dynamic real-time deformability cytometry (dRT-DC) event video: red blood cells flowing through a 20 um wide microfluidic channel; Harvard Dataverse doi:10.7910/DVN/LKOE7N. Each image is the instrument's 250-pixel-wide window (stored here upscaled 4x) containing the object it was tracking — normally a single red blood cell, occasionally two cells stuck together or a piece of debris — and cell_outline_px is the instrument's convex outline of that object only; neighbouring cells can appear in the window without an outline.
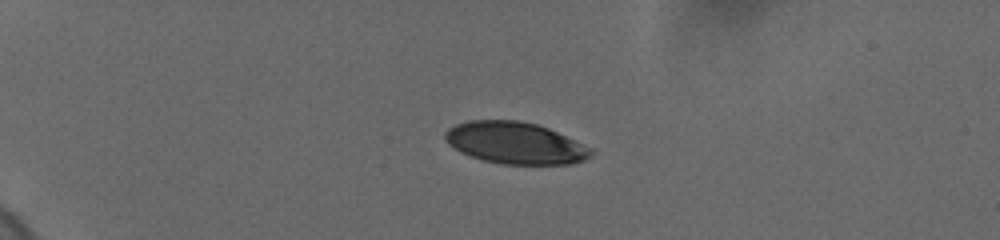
{"species": "human", "species_latin": "Homo sapiens", "temperature_condition": "cold", "stored_images_in_passage": 10, "camera_frame_rate_fps": 3000, "um_per_image_px": 0.085, "donor": {"sex": "female"}, "frame": {"image": 1, "passage_image": 6, "time_ms": 4.0, "image_size_px": [1000, 240], "cell_outline_px": [[596, 152], [592, 156], [584, 160], [572, 164], [504, 164], [484, 160], [460, 152], [448, 144], [444, 136], [444, 132], [448, 128], [456, 124], [468, 120], [520, 120], [536, 124], [548, 128], [592, 148]], "centroid_in_image_um": [43.8, 12.15], "position_along_channel_um": 41.2, "area_um2": 35.6}}
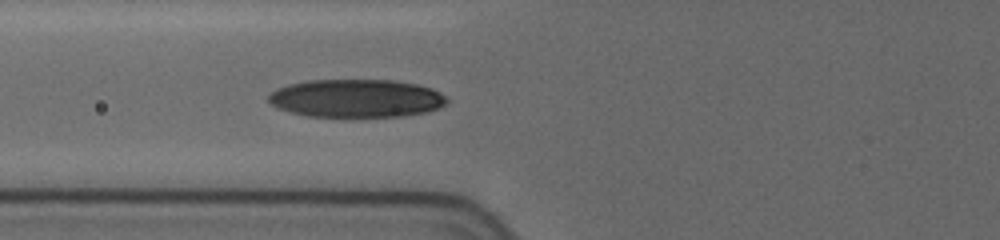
{"frame": {"image": 2, "passage_image": 10, "time_ms": 7.333, "image_size_px": [1000, 240], "cell_outline_px": [[448, 100], [444, 104], [428, 112], [400, 116], [308, 116], [276, 108], [268, 100], [268, 96], [276, 88], [288, 84], [308, 80], [392, 80], [416, 84], [432, 88], [440, 92]], "centroid_in_image_um": [30.26, 8.35], "position_along_channel_um": 95.5, "area_um2": 39.42}}